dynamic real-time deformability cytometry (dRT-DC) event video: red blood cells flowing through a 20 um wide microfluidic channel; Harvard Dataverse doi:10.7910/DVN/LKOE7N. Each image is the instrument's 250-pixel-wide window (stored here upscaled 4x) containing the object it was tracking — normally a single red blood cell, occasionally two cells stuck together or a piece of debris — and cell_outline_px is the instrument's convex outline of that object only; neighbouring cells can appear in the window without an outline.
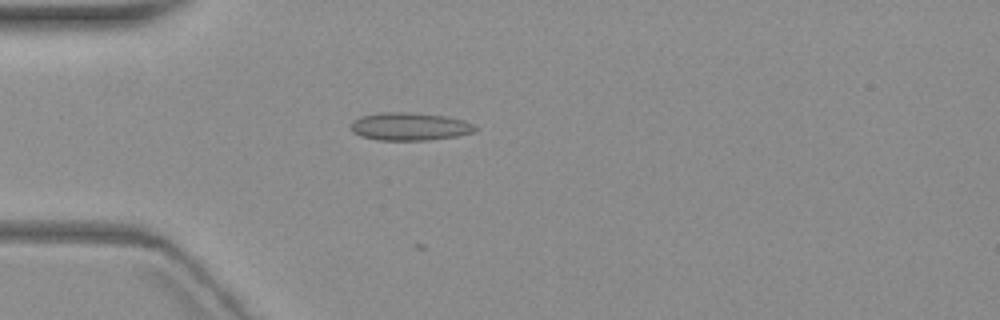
{"species": "common noctule bat (a hibernating species)", "species_latin": "Nyctalus noctula", "temperature_condition": "warm", "stored_images_in_passage": 5, "camera_frame_rate_fps": 3000, "um_per_image_px": 0.085, "animal": {"sex": "female", "body_mass_g": 19.3, "forearm_length_mm": 54.1}, "frame": {"image": 1, "passage_image": 4, "time_ms": 4.333, "image_size_px": [1000, 320], "cell_outline_px": [[480, 128], [476, 132], [456, 136], [428, 140], [376, 140], [360, 136], [352, 132], [352, 120], [360, 116], [380, 112], [408, 112], [444, 116], [464, 120]], "centroid_in_image_um": [34.83, 10.75], "position_along_channel_um": 50.2, "area_um2": 20.35}}